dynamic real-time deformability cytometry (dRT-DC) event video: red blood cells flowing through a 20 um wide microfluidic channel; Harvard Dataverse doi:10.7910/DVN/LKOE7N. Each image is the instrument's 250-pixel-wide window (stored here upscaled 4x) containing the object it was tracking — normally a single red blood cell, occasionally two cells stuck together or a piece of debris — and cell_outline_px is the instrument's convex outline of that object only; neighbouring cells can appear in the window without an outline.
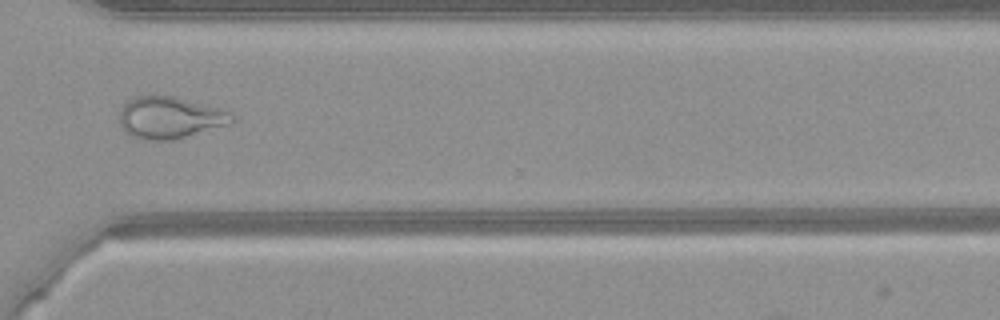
{"species": "common noctule bat (a hibernating species)", "species_latin": "Nyctalus noctula", "temperature_condition": "warm", "stored_images_in_passage": 51, "camera_frame_rate_fps": 3000, "um_per_image_px": 0.085, "animal": {"sex": "female", "body_mass_g": 21.9}, "frame": {"image": 1, "passage_image": 37, "time_ms": 12.0, "image_size_px": [1000, 320], "cell_outline_px": [[236, 120], [232, 124], [176, 140], [148, 140], [132, 136], [120, 128], [120, 112], [124, 104], [128, 100], [136, 96], [172, 96], [224, 108], [232, 112]], "centroid_in_image_um": [14.52, 10.01], "position_along_channel_um": 356.1, "area_um2": 27.92}}